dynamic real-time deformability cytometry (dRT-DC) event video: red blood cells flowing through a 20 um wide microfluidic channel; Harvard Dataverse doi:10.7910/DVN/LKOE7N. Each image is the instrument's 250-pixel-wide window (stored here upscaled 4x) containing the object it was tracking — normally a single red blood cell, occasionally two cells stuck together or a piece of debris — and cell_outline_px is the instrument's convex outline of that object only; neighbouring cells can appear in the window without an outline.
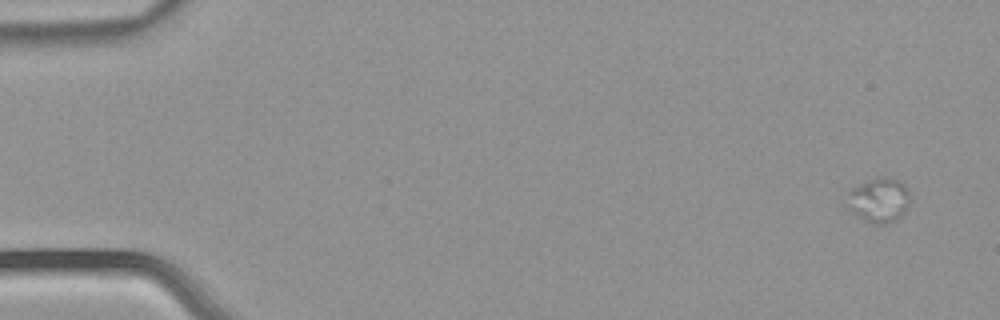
{"species": "common noctule bat (a hibernating species)", "species_latin": "Nyctalus noctula", "temperature_condition": "warm", "stored_images_in_passage": 4, "camera_frame_rate_fps": 3000, "um_per_image_px": 0.085, "animal": {"sex": "male", "body_mass_g": 21.5, "forearm_length_mm": 52.0}, "frame": {"image": 1, "passage_image": 1, "time_ms": 0.0, "image_size_px": [1000, 320], "cell_outline_px": [[912, 200], [904, 212], [896, 220], [884, 224], [876, 224], [864, 220], [848, 208], [848, 192], [852, 188], [860, 184], [880, 176], [888, 176], [900, 180], [908, 188]], "centroid_in_image_um": [74.77, 16.99], "position_along_channel_um": 10.2, "area_um2": 16.47}}
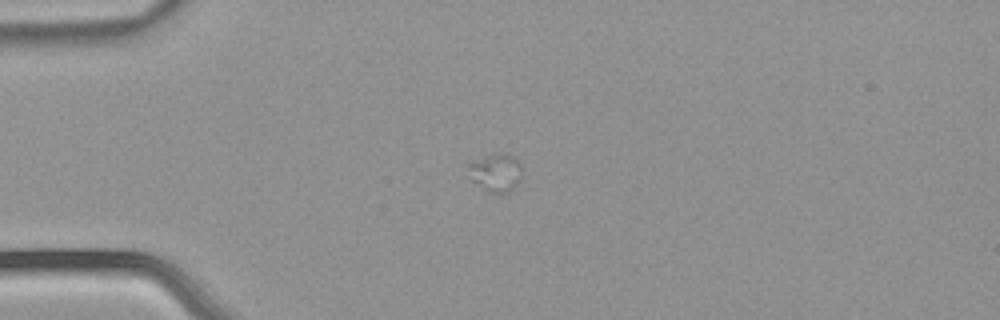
{"frame": {"image": 2, "passage_image": 4, "time_ms": 1.0, "image_size_px": [1000, 320], "cell_outline_px": [[520, 176], [512, 188], [504, 192], [492, 192], [472, 180], [464, 164], [492, 152], [508, 152], [516, 156], [520, 164]], "centroid_in_image_um": [42.09, 14.55], "position_along_channel_um": 42.9, "area_um2": 11.91}}